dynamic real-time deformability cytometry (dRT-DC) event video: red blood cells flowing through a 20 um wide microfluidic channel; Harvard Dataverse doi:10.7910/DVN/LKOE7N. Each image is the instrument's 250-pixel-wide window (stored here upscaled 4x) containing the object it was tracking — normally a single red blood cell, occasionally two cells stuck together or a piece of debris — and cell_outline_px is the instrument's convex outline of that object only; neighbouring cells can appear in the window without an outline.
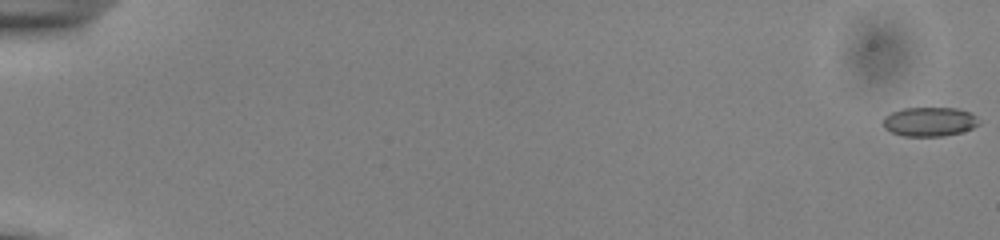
{"species": "common noctule bat (a hibernating species)", "species_latin": "Nyctalus noctula", "temperature_condition": "cold", "stored_images_in_passage": 9, "camera_frame_rate_fps": 3000, "um_per_image_px": 0.085, "animal": {"sex": "male", "body_mass_g": 13.0, "forearm_length_mm": 53.1}, "frame": {"image": 1, "passage_image": 1, "time_ms": 0.0, "image_size_px": [1000, 240], "cell_outline_px": [[980, 124], [972, 128], [960, 132], [944, 136], [904, 136], [892, 132], [884, 128], [884, 116], [892, 112], [904, 108], [956, 108], [968, 112], [976, 116], [980, 120]], "centroid_in_image_um": [79.02, 10.34], "position_along_channel_um": 6.0, "area_um2": 16.24}}